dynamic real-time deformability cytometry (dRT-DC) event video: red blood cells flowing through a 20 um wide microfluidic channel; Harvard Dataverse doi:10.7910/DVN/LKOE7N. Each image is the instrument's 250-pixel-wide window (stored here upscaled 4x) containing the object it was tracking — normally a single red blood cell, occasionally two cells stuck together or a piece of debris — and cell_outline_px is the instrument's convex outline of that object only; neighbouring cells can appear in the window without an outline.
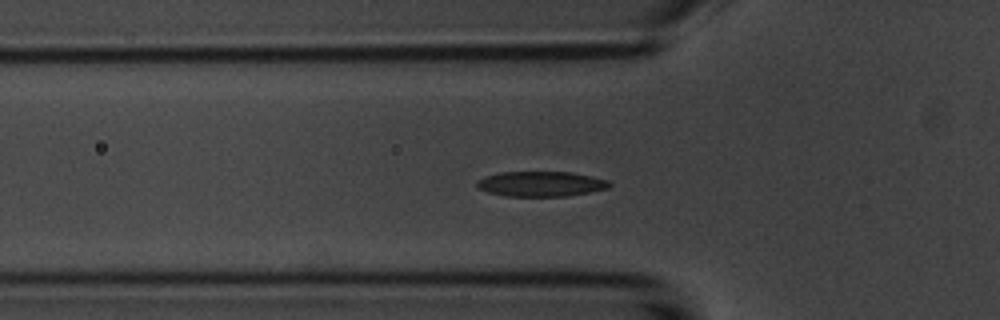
{"species": "common noctule bat (a hibernating species)", "species_latin": "Nyctalus noctula", "temperature_condition": "room temperature", "stored_images_in_passage": 54, "camera_frame_rate_fps": 3000, "um_per_image_px": 0.085, "animal": {"sex": "male", "body_mass_g": 20.1, "forearm_length_mm": 53.5}, "frame": {"image": 1, "passage_image": 17, "time_ms": 5.333, "image_size_px": [1000, 320], "cell_outline_px": [[612, 184], [608, 188], [568, 196], [504, 196], [488, 192], [480, 188], [476, 184], [476, 180], [484, 176], [500, 172], [572, 172], [592, 176], [608, 180]], "centroid_in_image_um": [45.97, 15.62], "position_along_channel_um": 79.8, "area_um2": 19.42}}
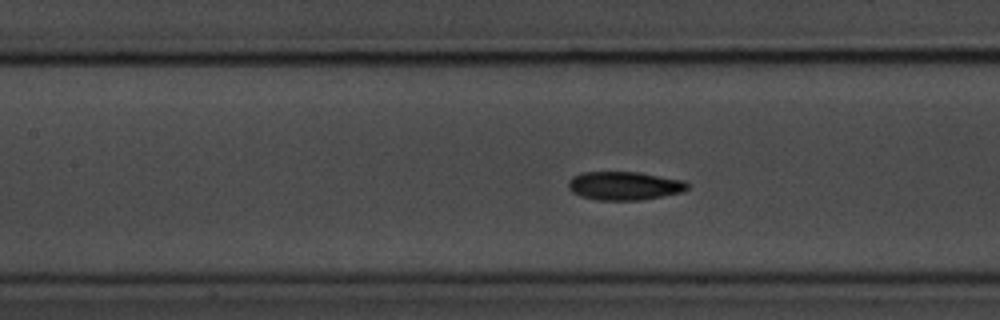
{"frame": {"image": 2, "passage_image": 23, "time_ms": 7.333, "image_size_px": [1000, 320], "cell_outline_px": [[688, 188], [684, 192], [640, 200], [596, 200], [580, 196], [572, 192], [568, 188], [568, 180], [572, 176], [580, 172], [640, 172], [684, 180], [688, 184]], "centroid_in_image_um": [53.05, 15.78], "position_along_channel_um": 154.3, "area_um2": 20.0}}
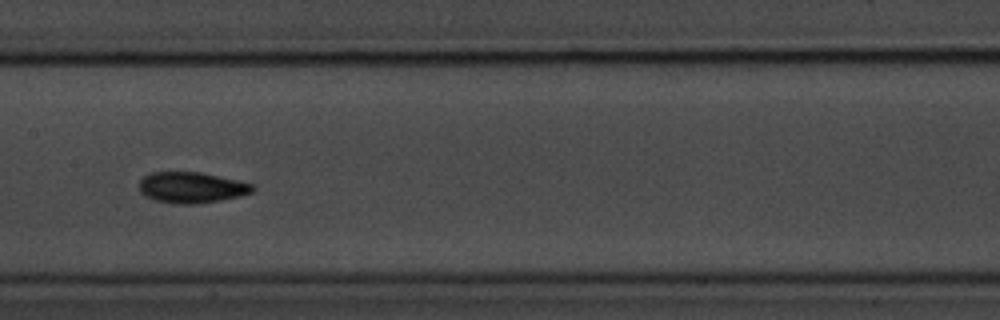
{"frame": {"image": 3, "passage_image": 26, "time_ms": 8.333, "image_size_px": [1000, 320], "cell_outline_px": [[256, 188], [252, 192], [240, 196], [220, 200], [196, 204], [176, 204], [156, 200], [144, 196], [140, 192], [140, 180], [148, 172], [200, 172], [256, 184]], "centroid_in_image_um": [16.3, 15.93], "position_along_channel_um": 191.1, "area_um2": 20.58}, "authors_computed_cell_mechanics": {"area_um2": 18.9295, "velocity_mm_per_s": 3.6804, "shape_relaxation_time_tau1_ms": 2.8783, "shape_relaxation_time_tau2_ms": 2.0763, "deformation_change_tau1": 0.1297, "deformation_change_tau2": 0.0703}}